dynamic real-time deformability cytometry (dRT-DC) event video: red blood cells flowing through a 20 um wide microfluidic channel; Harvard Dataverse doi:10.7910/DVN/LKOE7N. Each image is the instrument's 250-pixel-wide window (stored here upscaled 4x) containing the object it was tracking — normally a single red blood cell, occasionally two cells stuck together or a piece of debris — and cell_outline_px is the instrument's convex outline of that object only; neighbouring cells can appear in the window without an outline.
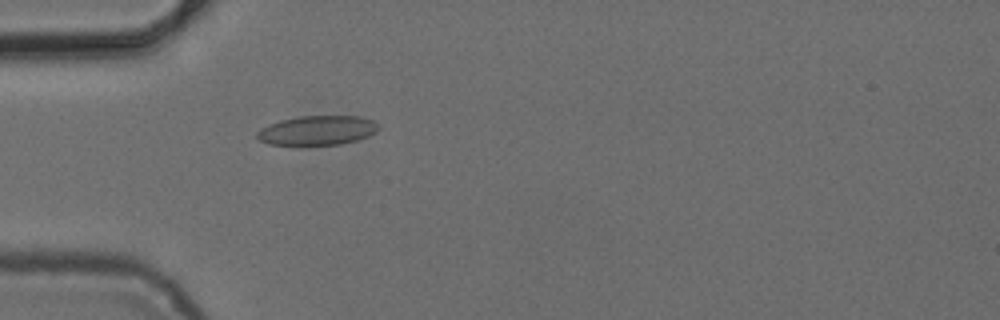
{"species": "common noctule bat (a hibernating species)", "species_latin": "Nyctalus noctula", "temperature_condition": "cold", "stored_images_in_passage": 4, "camera_frame_rate_fps": 3000, "um_per_image_px": 0.085, "animal": {"sex": "female", "body_mass_g": 24.6, "forearm_length_mm": 56.2}, "frame": {"image": 1, "passage_image": 4, "time_ms": 4.667, "image_size_px": [1000, 320], "cell_outline_px": [[380, 128], [376, 132], [368, 136], [356, 140], [340, 144], [268, 144], [260, 140], [256, 136], [256, 132], [260, 128], [268, 124], [280, 120], [300, 116], [360, 116], [372, 120], [380, 124]], "centroid_in_image_um": [26.99, 11.06], "position_along_channel_um": 58.0, "area_um2": 20.75}}